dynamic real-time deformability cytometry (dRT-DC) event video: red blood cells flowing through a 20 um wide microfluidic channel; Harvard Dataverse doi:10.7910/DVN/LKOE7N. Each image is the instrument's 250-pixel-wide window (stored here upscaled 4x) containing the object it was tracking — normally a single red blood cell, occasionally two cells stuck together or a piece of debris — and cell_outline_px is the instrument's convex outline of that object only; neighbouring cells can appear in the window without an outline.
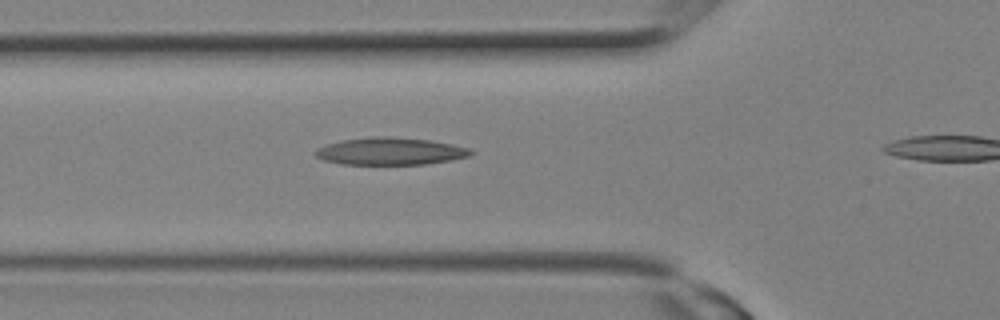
{"species": "Egyptian fruit bat (a non-hibernating species)", "species_latin": "Rousettus aegyptiacus", "temperature_condition": "room temperature", "stored_images_in_passage": 5, "segment_of_instrument_passage": [1, 2], "camera_frame_rate_fps": 3000, "um_per_image_px": 0.085, "animal": {"sex": "female"}, "frame": {"image": 1, "passage_image": 4, "time_ms": 1.0, "image_size_px": [1000, 320], "cell_outline_px": [[476, 152], [472, 156], [424, 164], [340, 164], [324, 160], [316, 156], [312, 152], [324, 144], [340, 140], [380, 136], [388, 136], [432, 140], [472, 148]], "centroid_in_image_um": [33.19, 12.85], "position_along_channel_um": 92.6, "area_um2": 24.97}}